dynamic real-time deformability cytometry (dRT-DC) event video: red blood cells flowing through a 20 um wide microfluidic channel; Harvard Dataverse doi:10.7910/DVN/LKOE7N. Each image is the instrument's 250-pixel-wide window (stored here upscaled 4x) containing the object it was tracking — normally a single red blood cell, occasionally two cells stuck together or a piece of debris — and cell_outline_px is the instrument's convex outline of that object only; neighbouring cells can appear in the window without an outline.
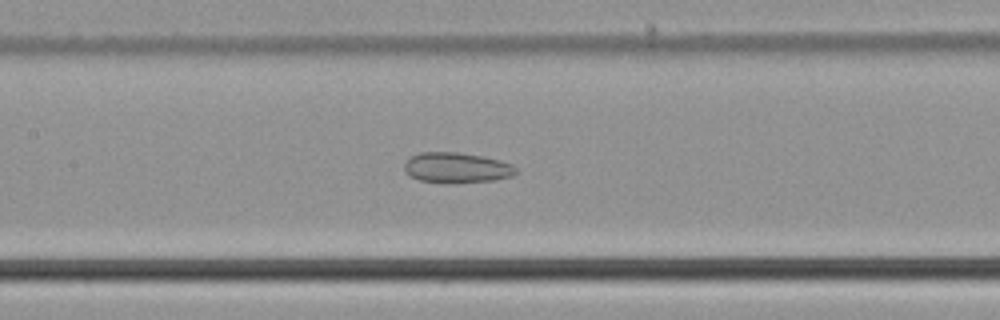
{"species": "common noctule bat (a hibernating species)", "species_latin": "Nyctalus noctula", "temperature_condition": "cold", "stored_images_in_passage": 48, "camera_frame_rate_fps": 3000, "um_per_image_px": 0.085, "animal": {"sex": "male", "body_mass_g": 21.5, "forearm_length_mm": 52.0}, "frame": {"image": 1, "passage_image": 19, "time_ms": 6.0, "image_size_px": [1000, 320], "cell_outline_px": [[516, 172], [512, 176], [496, 180], [420, 180], [404, 172], [404, 164], [412, 156], [420, 152], [456, 152], [484, 156], [500, 160], [512, 164], [516, 168]], "centroid_in_image_um": [38.84, 14.2], "position_along_channel_um": 168.6, "area_um2": 18.84}}
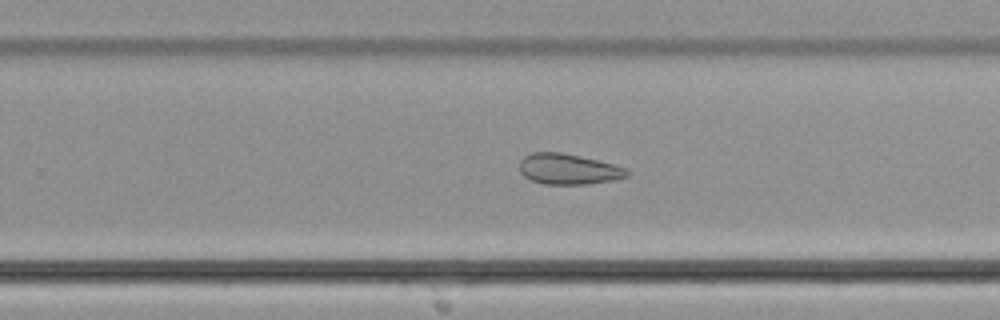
{"frame": {"image": 2, "passage_image": 28, "time_ms": 9.0, "image_size_px": [1000, 320], "cell_outline_px": [[632, 172], [628, 176], [616, 180], [584, 184], [544, 184], [532, 180], [524, 176], [520, 172], [520, 160], [524, 156], [532, 152], [560, 152], [580, 156], [628, 168]], "centroid_in_image_um": [48.34, 14.37], "position_along_channel_um": 281.5, "area_um2": 19.25}}
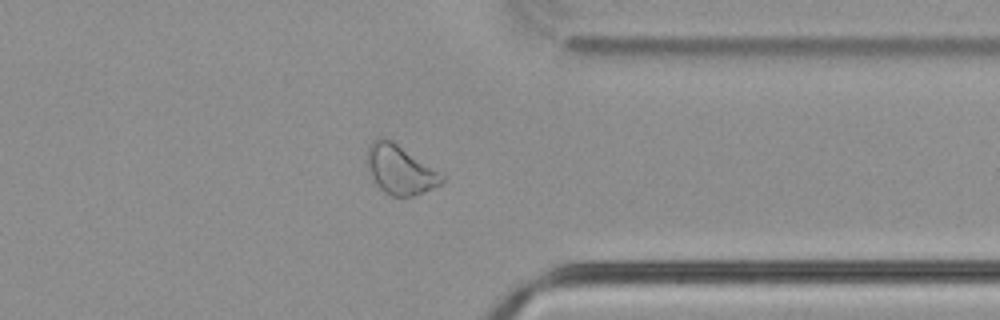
{"frame": {"image": 3, "passage_image": 36, "time_ms": 11.667, "image_size_px": [1000, 320], "cell_outline_px": [[444, 180], [440, 184], [432, 188], [412, 196], [392, 196], [384, 192], [380, 188], [368, 172], [368, 148], [380, 136], [384, 136], [392, 140], [440, 172], [444, 176]], "centroid_in_image_um": [34.01, 14.42], "position_along_channel_um": 377.4, "area_um2": 21.04}, "authors_computed_cell_mechanics": {"area_um2": 22.7443, "velocity_mm_per_s": 3.7719, "shape_relaxation_time_tau1_ms": null, "shape_relaxation_time_tau2_ms": 2.9683, "deformation_change_tau1": null, "deformation_change_tau2": 0.0911}}